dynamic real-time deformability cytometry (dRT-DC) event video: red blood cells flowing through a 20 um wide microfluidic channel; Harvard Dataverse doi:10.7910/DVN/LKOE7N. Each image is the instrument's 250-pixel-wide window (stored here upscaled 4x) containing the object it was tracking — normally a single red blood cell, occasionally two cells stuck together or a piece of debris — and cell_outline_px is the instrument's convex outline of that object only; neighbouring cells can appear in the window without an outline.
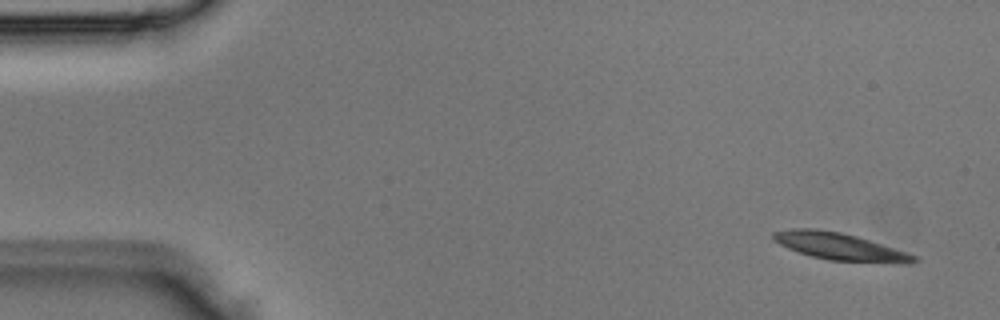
{"species": "Egyptian fruit bat (a non-hibernating species)", "species_latin": "Rousettus aegyptiacus", "temperature_condition": "room temperature", "stored_images_in_passage": 3, "camera_frame_rate_fps": 3000, "um_per_image_px": 0.085, "animal": {"sex": "male"}, "frame": {"image": 1, "passage_image": 1, "time_ms": 0.0, "image_size_px": [1000, 320], "cell_outline_px": [[920, 260], [912, 264], [900, 264], [828, 260], [812, 256], [788, 248], [772, 240], [772, 232], [792, 228], [816, 228], [840, 232], [856, 236], [908, 252], [916, 256]], "centroid_in_image_um": [71.44, 20.97], "position_along_channel_um": 13.6, "area_um2": 22.54}}
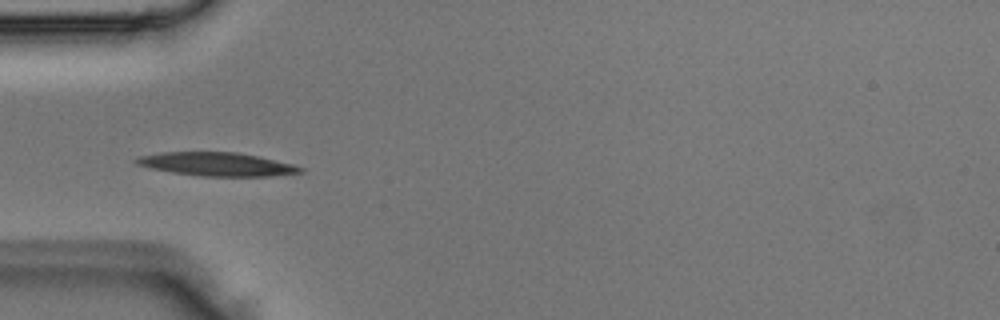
{"frame": {"image": 2, "passage_image": 3, "time_ms": 0.667, "image_size_px": [1000, 320], "cell_outline_px": [[304, 172], [272, 176], [200, 176], [172, 172], [152, 168], [136, 164], [132, 160], [140, 156], [160, 152], [236, 152], [256, 156], [292, 164], [304, 168]], "centroid_in_image_um": [18.41, 13.96], "position_along_channel_um": 66.6, "area_um2": 22.31}}